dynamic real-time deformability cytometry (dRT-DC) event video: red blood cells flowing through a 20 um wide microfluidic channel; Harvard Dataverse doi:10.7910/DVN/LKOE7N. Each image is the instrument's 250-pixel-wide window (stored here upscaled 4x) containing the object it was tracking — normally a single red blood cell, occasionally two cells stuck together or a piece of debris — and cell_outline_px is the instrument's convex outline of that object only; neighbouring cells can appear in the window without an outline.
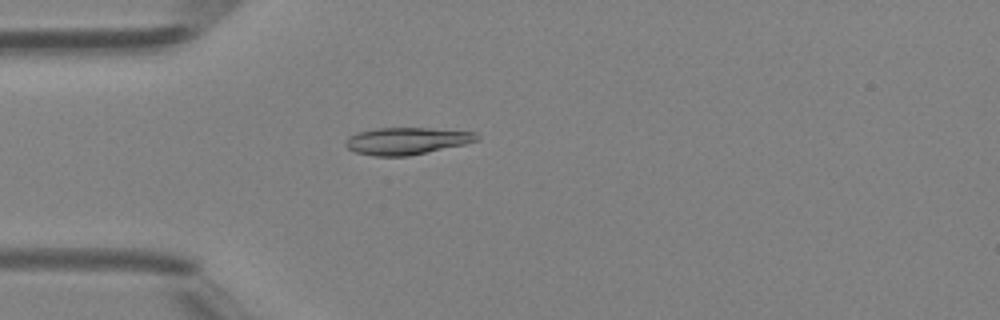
{"species": "Egyptian fruit bat (a non-hibernating species)", "species_latin": "Rousettus aegyptiacus", "temperature_condition": "room temperature", "stored_images_in_passage": 45, "camera_frame_rate_fps": 3000, "um_per_image_px": 0.085, "animal": {"sex": "female"}, "frame": {"image": 1, "passage_image": 11, "time_ms": 3.333, "image_size_px": [1000, 320], "cell_outline_px": [[480, 140], [464, 144], [408, 156], [376, 156], [356, 152], [348, 148], [344, 144], [348, 136], [360, 132], [376, 128], [432, 128], [476, 132], [480, 136]], "centroid_in_image_um": [34.6, 11.97], "position_along_channel_um": 50.4, "area_um2": 20.63}}
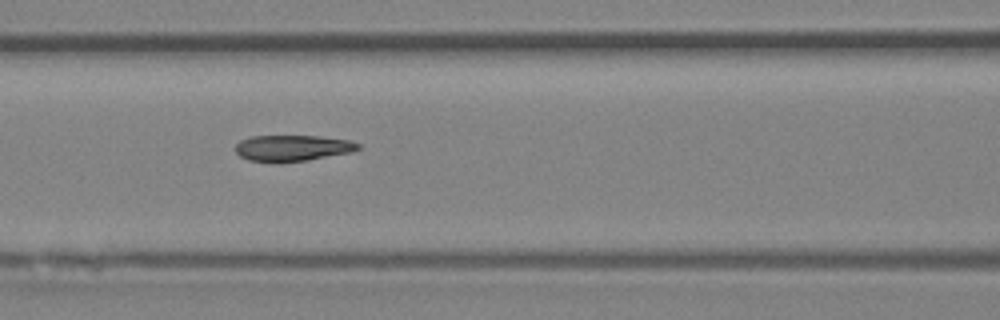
{"frame": {"image": 2, "passage_image": 18, "time_ms": 5.667, "image_size_px": [1000, 320], "cell_outline_px": [[360, 148], [352, 152], [308, 160], [248, 160], [240, 156], [236, 152], [236, 144], [240, 140], [252, 136], [320, 136], [348, 140], [360, 144]], "centroid_in_image_um": [24.89, 12.55], "position_along_channel_um": 141.7, "area_um2": 18.09}}
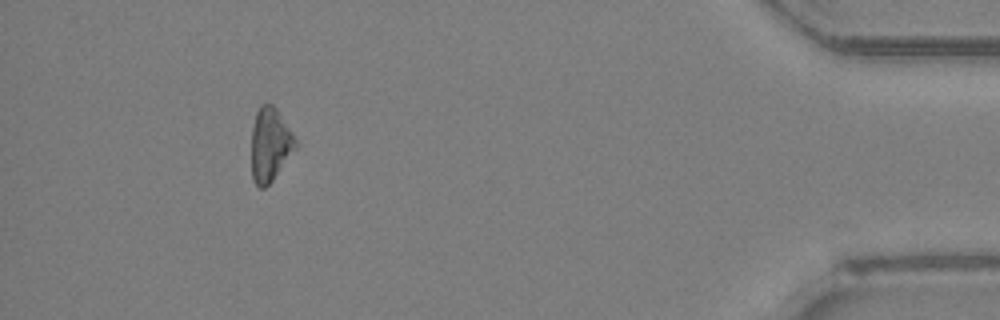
{"frame": {"image": 3, "passage_image": 41, "time_ms": 13.333, "image_size_px": [1000, 320], "cell_outline_px": [[296, 148], [272, 180], [264, 188], [260, 188], [252, 180], [252, 128], [256, 112], [260, 104], [272, 104], [276, 108], [292, 132], [296, 140]], "centroid_in_image_um": [22.94, 12.28], "position_along_channel_um": 412.3, "area_um2": 18.67}, "authors_computed_cell_mechanics": {"area_um2": 19.1318, "velocity_mm_per_s": 4.3526, "shape_relaxation_time_tau1_ms": null, "shape_relaxation_time_tau2_ms": 0.8719, "deformation_change_tau1": null, "deformation_change_tau2": 0.0665}}